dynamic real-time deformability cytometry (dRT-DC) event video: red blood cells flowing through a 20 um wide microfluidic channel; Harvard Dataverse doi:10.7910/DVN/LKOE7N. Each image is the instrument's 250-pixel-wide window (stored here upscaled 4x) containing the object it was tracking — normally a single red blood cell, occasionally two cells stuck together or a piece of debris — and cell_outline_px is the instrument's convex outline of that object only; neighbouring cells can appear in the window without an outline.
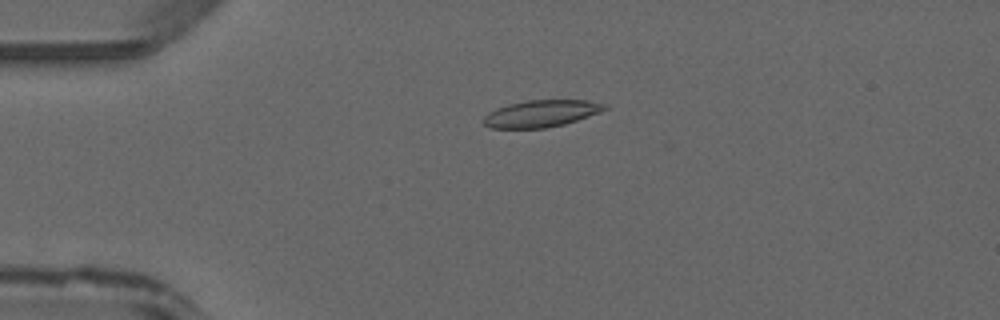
{"species": "common noctule bat (a hibernating species)", "species_latin": "Nyctalus noctula", "temperature_condition": "warm", "stored_images_in_passage": 39, "camera_frame_rate_fps": 3000, "um_per_image_px": 0.085, "animal": {"sex": "male", "forearm_length_mm": 52.5}, "frame": {"image": 1, "passage_image": 3, "time_ms": 0.667, "image_size_px": [1000, 320], "cell_outline_px": [[608, 108], [600, 112], [564, 124], [544, 128], [488, 128], [480, 120], [488, 112], [496, 108], [508, 104], [528, 100], [588, 100], [608, 104]], "centroid_in_image_um": [45.97, 9.65], "position_along_channel_um": 39.0, "area_um2": 19.13}}
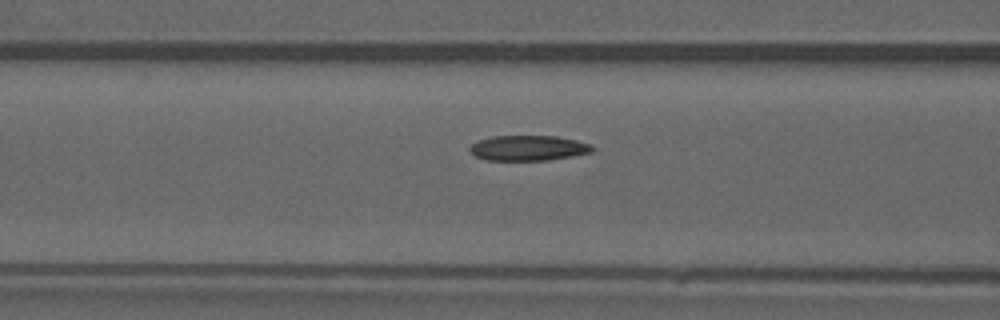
{"frame": {"image": 2, "passage_image": 11, "time_ms": 3.333, "image_size_px": [1000, 320], "cell_outline_px": [[596, 148], [592, 152], [572, 156], [544, 160], [488, 160], [476, 156], [468, 148], [476, 140], [492, 136], [556, 136], [576, 140], [592, 144]], "centroid_in_image_um": [44.92, 12.57], "position_along_channel_um": 121.7, "area_um2": 18.03}}
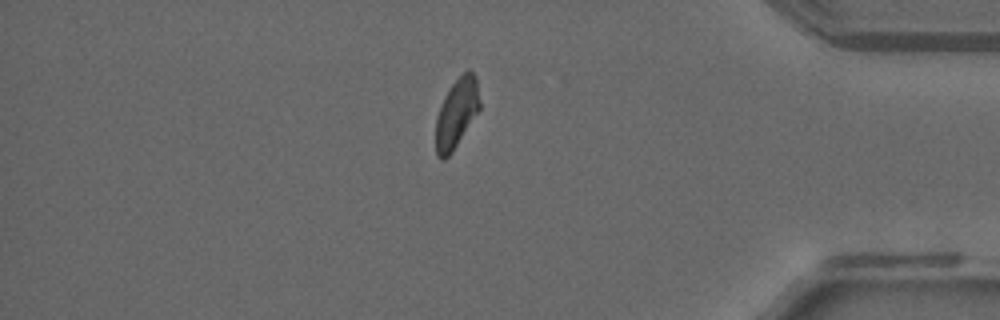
{"frame": {"image": 3, "passage_image": 32, "time_ms": 10.333, "image_size_px": [1000, 320], "cell_outline_px": [[480, 108], [448, 156], [444, 160], [440, 160], [436, 152], [436, 120], [444, 96], [452, 84], [468, 68], [476, 76], [480, 100]], "centroid_in_image_um": [38.81, 9.58], "position_along_channel_um": 396.4, "area_um2": 17.28}}